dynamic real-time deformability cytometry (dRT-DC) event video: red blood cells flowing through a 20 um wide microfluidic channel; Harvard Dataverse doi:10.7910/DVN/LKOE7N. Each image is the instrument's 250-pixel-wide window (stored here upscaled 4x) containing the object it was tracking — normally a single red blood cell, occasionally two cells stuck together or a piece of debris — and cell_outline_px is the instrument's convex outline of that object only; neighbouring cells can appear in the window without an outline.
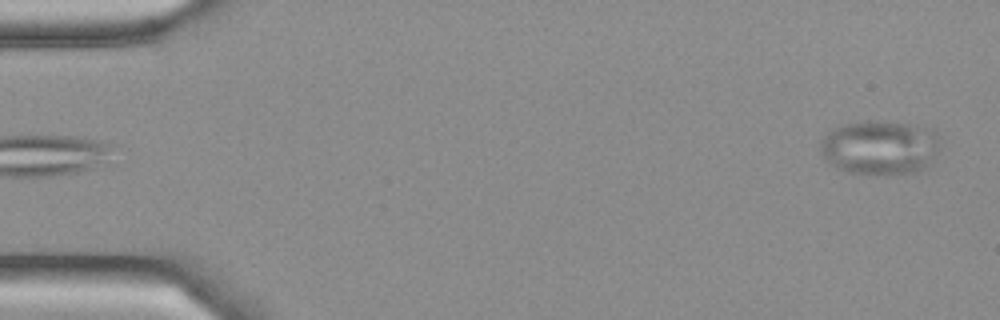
{"species": "Egyptian fruit bat (a non-hibernating species)", "species_latin": "Rousettus aegyptiacus", "temperature_condition": "cold", "stored_images_in_passage": 5, "camera_frame_rate_fps": 3000, "um_per_image_px": 0.085, "frame": {"image": 1, "passage_image": 5, "time_ms": 1.333, "image_size_px": [1000, 320], "cell_outline_px": [[936, 152], [924, 168], [916, 172], [888, 176], [880, 176], [848, 172], [836, 168], [820, 152], [820, 140], [832, 128], [844, 124], [868, 120], [872, 120], [908, 124], [932, 128], [936, 132]], "centroid_in_image_um": [74.73, 12.55], "position_along_channel_um": 10.3, "area_um2": 38.03}}